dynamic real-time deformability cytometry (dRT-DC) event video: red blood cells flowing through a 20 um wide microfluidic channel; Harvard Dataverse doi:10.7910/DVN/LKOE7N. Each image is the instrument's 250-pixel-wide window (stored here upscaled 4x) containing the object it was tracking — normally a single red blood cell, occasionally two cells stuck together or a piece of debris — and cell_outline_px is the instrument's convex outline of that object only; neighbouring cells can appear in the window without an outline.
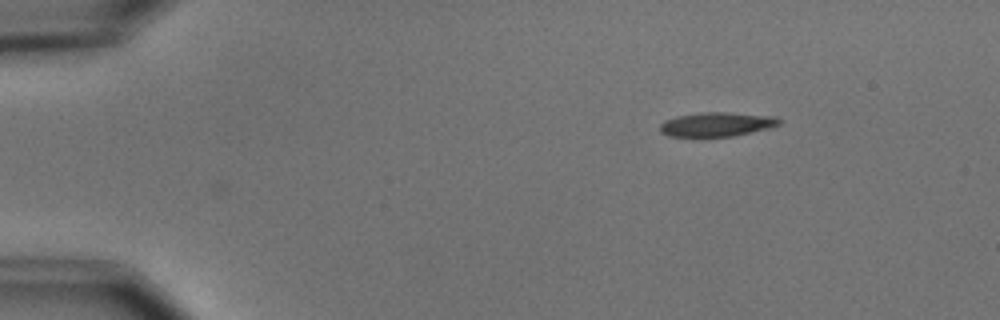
{"species": "common noctule bat (a hibernating species)", "species_latin": "Nyctalus noctula", "temperature_condition": "cold", "stored_images_in_passage": 4, "camera_frame_rate_fps": 3000, "um_per_image_px": 0.085, "animal": {"sex": "male", "body_mass_g": 15.6}, "frame": {"image": 1, "passage_image": 4, "time_ms": 3.667, "image_size_px": [1000, 320], "cell_outline_px": [[784, 120], [780, 124], [768, 128], [752, 132], [732, 136], [668, 136], [660, 132], [660, 124], [664, 120], [676, 116], [700, 112], [728, 112], [776, 116]], "centroid_in_image_um": [60.94, 10.55], "position_along_channel_um": 24.1, "area_um2": 16.94}}